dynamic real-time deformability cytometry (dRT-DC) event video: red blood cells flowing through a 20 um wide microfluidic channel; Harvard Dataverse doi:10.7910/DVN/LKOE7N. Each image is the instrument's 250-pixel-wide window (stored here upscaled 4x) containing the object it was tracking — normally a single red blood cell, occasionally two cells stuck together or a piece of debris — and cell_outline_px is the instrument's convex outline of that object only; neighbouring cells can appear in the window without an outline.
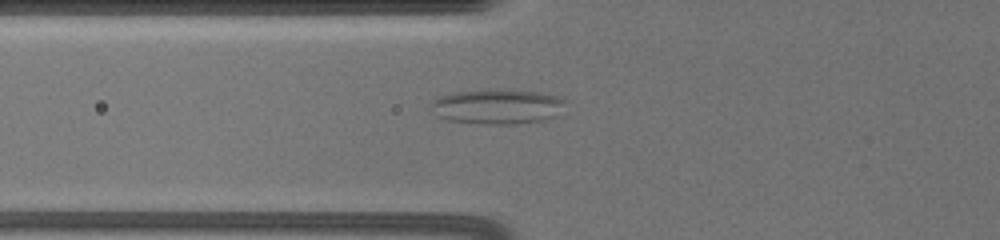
{"species": "common noctule bat (a hibernating species)", "species_latin": "Nyctalus noctula", "temperature_condition": "warm", "stored_images_in_passage": 33, "camera_frame_rate_fps": 3000, "um_per_image_px": 0.085, "animal": {"sex": "female", "body_mass_g": 19.5, "forearm_length_mm": 54.1}, "frame": {"image": 1, "passage_image": 12, "time_ms": 9.0, "image_size_px": [1000, 240], "cell_outline_px": [[568, 100], [552, 116], [544, 120], [516, 124], [480, 124], [448, 120], [436, 116], [428, 108], [428, 104], [432, 100], [440, 96], [452, 92], [500, 88], [540, 92], [560, 96]], "centroid_in_image_um": [42.19, 9.04], "position_along_channel_um": 83.6, "area_um2": 27.92}}
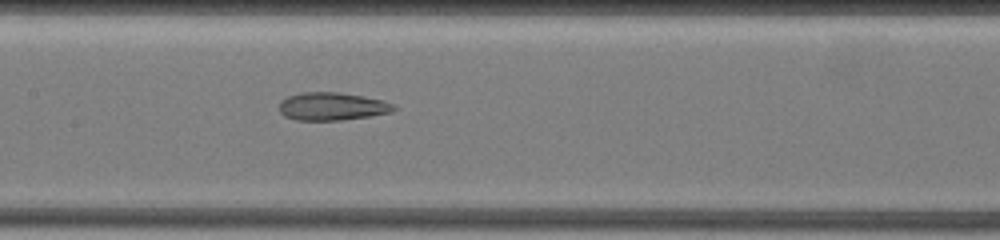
{"frame": {"image": 2, "passage_image": 17, "time_ms": 11.667, "image_size_px": [1000, 240], "cell_outline_px": [[396, 108], [392, 112], [368, 116], [340, 120], [296, 120], [284, 116], [280, 112], [280, 100], [288, 96], [300, 92], [340, 92], [364, 96], [384, 100], [392, 104]], "centroid_in_image_um": [28.21, 9.03], "position_along_channel_um": 179.2, "area_um2": 18.67}}
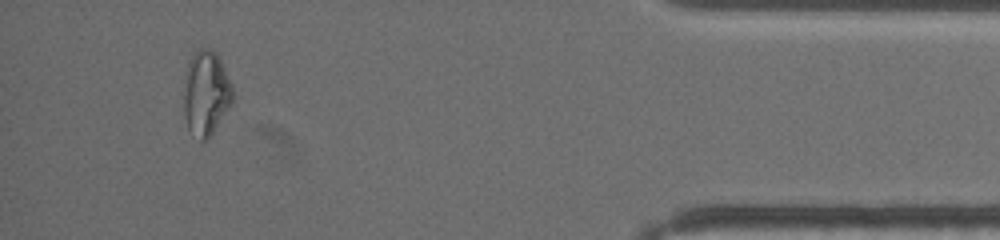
{"frame": {"image": 3, "passage_image": 32, "time_ms": 19.667, "image_size_px": [1000, 240], "cell_outline_px": [[232, 104], [208, 140], [200, 140], [188, 128], [184, 116], [184, 72], [188, 60], [196, 48], [208, 48], [216, 52], [232, 84]], "centroid_in_image_um": [17.49, 7.89], "position_along_channel_um": 417.7, "area_um2": 24.45}, "authors_computed_cell_mechanics": {"area_um2": 21.1548, "velocity_mm_per_s": 3.5718, "shape_relaxation_time_tau1_ms": null, "shape_relaxation_time_tau2_ms": 1.9209, "deformation_change_tau1": null, "deformation_change_tau2": 0.0896}}